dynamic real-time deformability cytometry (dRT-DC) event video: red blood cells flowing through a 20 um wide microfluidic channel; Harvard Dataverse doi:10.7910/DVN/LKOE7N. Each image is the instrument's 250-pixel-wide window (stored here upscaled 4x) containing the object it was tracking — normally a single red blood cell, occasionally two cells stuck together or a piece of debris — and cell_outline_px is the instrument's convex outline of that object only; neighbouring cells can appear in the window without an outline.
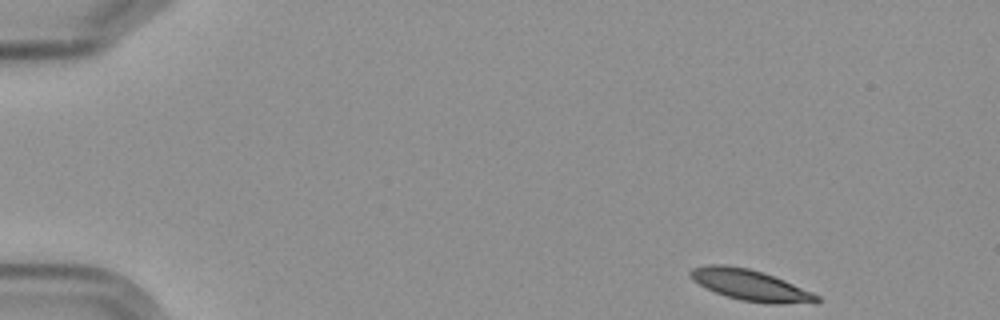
{"species": "Egyptian fruit bat (a non-hibernating species)", "species_latin": "Rousettus aegyptiacus", "temperature_condition": "cold", "stored_images_in_passage": 14, "camera_frame_rate_fps": 3000, "um_per_image_px": 0.085, "frame": {"image": 1, "passage_image": 1, "time_ms": 0.0, "image_size_px": [1000, 320], "cell_outline_px": [[820, 300], [816, 304], [768, 304], [740, 300], [704, 288], [692, 280], [688, 276], [688, 272], [692, 268], [708, 264], [724, 264], [748, 268], [764, 272], [784, 280], [812, 292], [820, 296]], "centroid_in_image_um": [63.79, 24.24], "position_along_channel_um": 21.2, "area_um2": 23.24}}
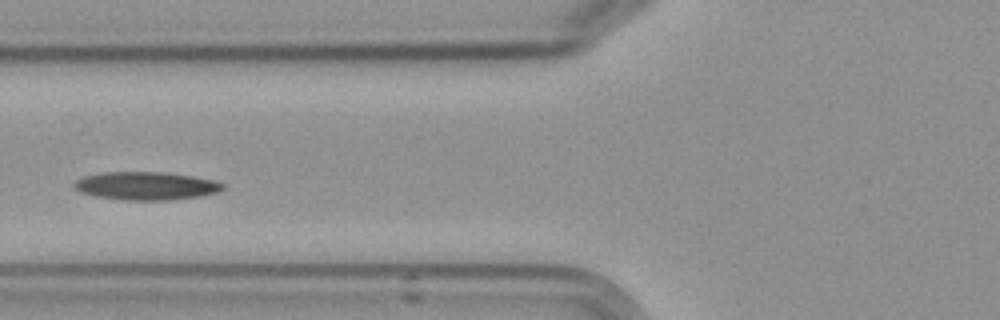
{"frame": {"image": 2, "passage_image": 5, "time_ms": 5.667, "image_size_px": [1000, 320], "cell_outline_px": [[224, 188], [220, 192], [200, 196], [168, 200], [124, 200], [96, 196], [80, 192], [72, 184], [76, 180], [84, 176], [104, 172], [164, 172], [192, 176], [216, 180], [224, 184]], "centroid_in_image_um": [12.44, 15.79], "position_along_channel_um": 113.4, "area_um2": 24.39}}